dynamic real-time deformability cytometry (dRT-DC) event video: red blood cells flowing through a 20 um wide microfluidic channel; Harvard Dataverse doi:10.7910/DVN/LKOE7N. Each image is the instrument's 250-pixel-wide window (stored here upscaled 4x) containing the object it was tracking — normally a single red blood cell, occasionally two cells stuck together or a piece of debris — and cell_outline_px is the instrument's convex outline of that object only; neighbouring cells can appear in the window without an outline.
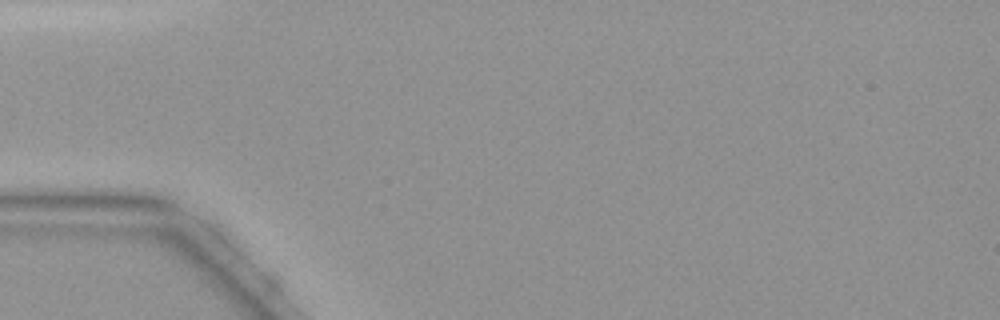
{"species": "common noctule bat (a hibernating species)", "species_latin": "Nyctalus noctula", "temperature_condition": "warm", "stored_images_in_passage": 2, "camera_frame_rate_fps": 3000, "um_per_image_px": 0.085, "animal": {"sex": "female", "body_mass_g": 19.9}, "frame": {"image": 1, "passage_image": 1, "time_ms": 0.0, "image_size_px": [1000, 320], "cell_outline_px": [[256, 296], [244, 296], [156, 228], [156, 224], [180, 224], [212, 252]], "centroid_in_image_um": [17.25, 21.7], "position_along_channel_um": 67.8, "area_um2": 11.27}}